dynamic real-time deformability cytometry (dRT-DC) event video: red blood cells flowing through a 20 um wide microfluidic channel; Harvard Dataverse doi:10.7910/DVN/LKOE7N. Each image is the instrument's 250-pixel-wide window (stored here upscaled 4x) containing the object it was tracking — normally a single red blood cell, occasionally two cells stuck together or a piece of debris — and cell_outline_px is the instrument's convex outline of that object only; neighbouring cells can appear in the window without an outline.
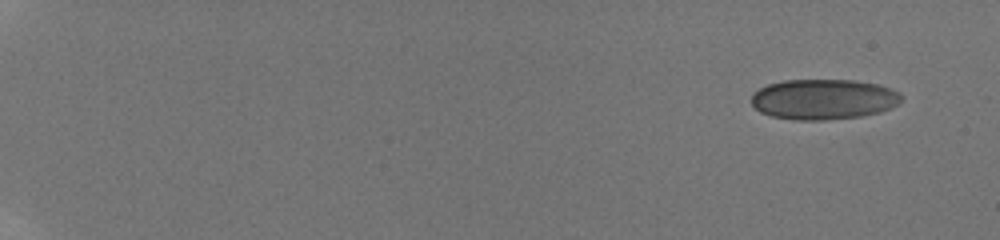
{"species": "human", "species_latin": "Homo sapiens", "temperature_condition": "room temperature", "stored_images_in_passage": 47, "camera_frame_rate_fps": 3000, "um_per_image_px": 0.085, "donor": {"sex": "male"}, "frame": {"image": 1, "passage_image": 1, "time_ms": 0.0, "image_size_px": [1000, 240], "cell_outline_px": [[900, 100], [892, 108], [880, 112], [860, 116], [824, 120], [796, 120], [772, 116], [760, 112], [752, 104], [752, 92], [768, 84], [784, 80], [852, 80], [876, 84], [900, 92]], "centroid_in_image_um": [69.97, 8.44], "position_along_channel_um": 15.0, "area_um2": 35.14}}
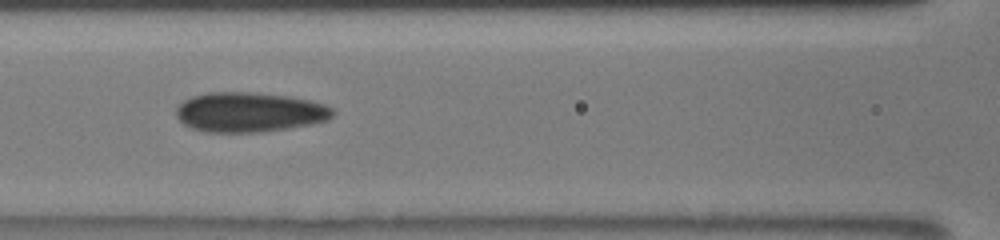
{"frame": {"image": 2, "passage_image": 28, "time_ms": 8.667, "image_size_px": [1000, 240], "cell_outline_px": [[336, 112], [328, 120], [312, 124], [264, 132], [204, 132], [192, 128], [184, 124], [176, 116], [176, 108], [184, 100], [192, 96], [208, 92], [256, 92], [292, 96], [324, 104], [332, 108]], "centroid_in_image_um": [21.21, 9.53], "position_along_channel_um": 145.4, "area_um2": 36.59}}
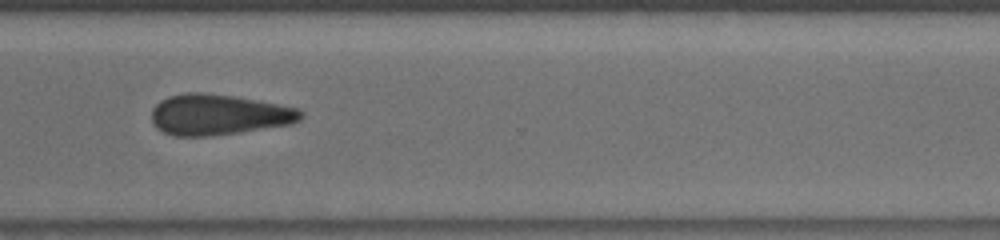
{"frame": {"image": 3, "passage_image": 46, "time_ms": 14.0, "image_size_px": [1000, 240], "cell_outline_px": [[304, 116], [300, 120], [292, 124], [240, 132], [212, 136], [176, 136], [164, 132], [156, 128], [152, 124], [152, 108], [160, 100], [168, 96], [188, 92], [204, 92], [232, 96], [280, 104], [300, 108], [304, 112]], "centroid_in_image_um": [18.59, 9.74], "position_along_channel_um": 352.0, "area_um2": 35.72}}